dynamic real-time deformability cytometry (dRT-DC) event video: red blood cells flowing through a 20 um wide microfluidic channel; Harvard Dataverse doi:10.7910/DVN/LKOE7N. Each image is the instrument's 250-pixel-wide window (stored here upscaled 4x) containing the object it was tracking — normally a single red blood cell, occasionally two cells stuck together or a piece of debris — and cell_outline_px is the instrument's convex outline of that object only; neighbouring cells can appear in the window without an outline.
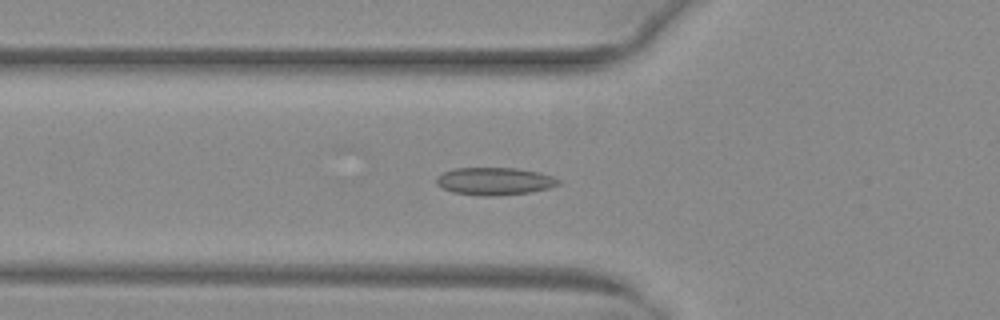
{"species": "common noctule bat (a hibernating species)", "species_latin": "Nyctalus noctula", "temperature_condition": "warm", "stored_images_in_passage": 36, "camera_frame_rate_fps": 3000, "um_per_image_px": 0.085, "animal": {"sex": "female", "body_mass_g": 29.2, "forearm_length_mm": 56.3}, "frame": {"image": 1, "passage_image": 3, "time_ms": 0.667, "image_size_px": [1000, 320], "cell_outline_px": [[560, 184], [548, 188], [532, 192], [496, 196], [480, 196], [452, 192], [436, 184], [436, 176], [444, 172], [456, 168], [516, 168], [540, 172], [552, 176], [560, 180]], "centroid_in_image_um": [42.05, 15.41], "position_along_channel_um": 83.8, "area_um2": 19.71}}
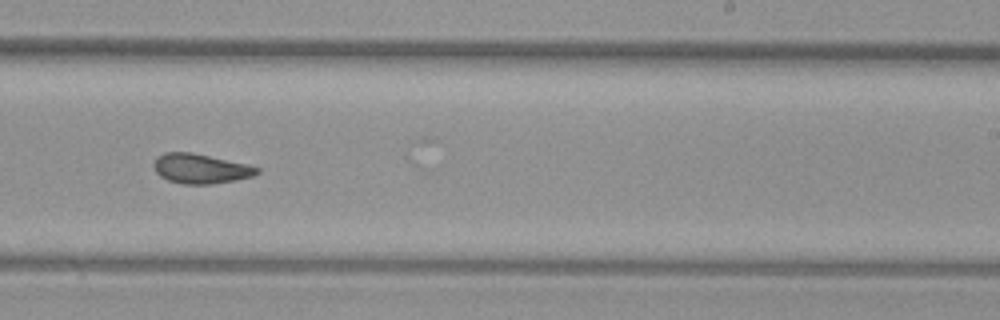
{"frame": {"image": 2, "passage_image": 17, "time_ms": 5.333, "image_size_px": [1000, 320], "cell_outline_px": [[260, 172], [252, 176], [236, 180], [212, 184], [184, 184], [168, 180], [160, 176], [156, 172], [152, 164], [156, 156], [164, 152], [192, 152], [248, 164], [260, 168]], "centroid_in_image_um": [17.03, 14.32], "position_along_channel_um": 272.0, "area_um2": 18.03}}
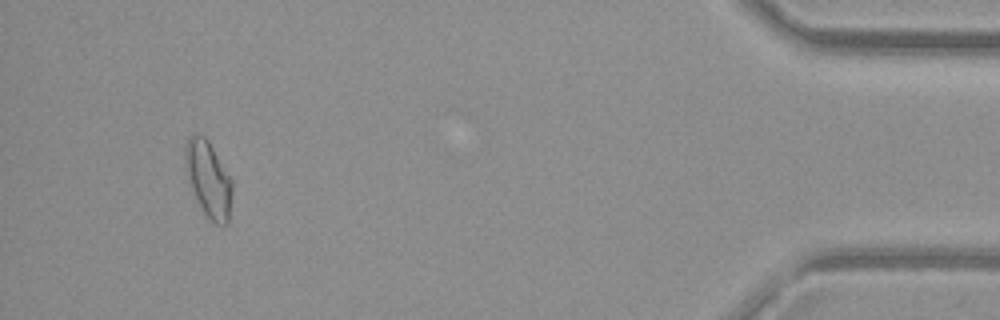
{"frame": {"image": 3, "passage_image": 33, "time_ms": 10.667, "image_size_px": [1000, 320], "cell_outline_px": [[232, 188], [228, 224], [216, 224], [204, 212], [192, 192], [184, 168], [184, 148], [188, 136], [204, 136], [208, 140], [232, 180]], "centroid_in_image_um": [17.68, 15.21], "position_along_channel_um": 417.5, "area_um2": 20.63}, "authors_computed_cell_mechanics": {"area_um2": 18.2648, "velocity_mm_per_s": 4.025, "shape_relaxation_time_tau1_ms": null, "shape_relaxation_time_tau2_ms": 2.2706, "deformation_change_tau1": null, "deformation_change_tau2": 0.0814}}